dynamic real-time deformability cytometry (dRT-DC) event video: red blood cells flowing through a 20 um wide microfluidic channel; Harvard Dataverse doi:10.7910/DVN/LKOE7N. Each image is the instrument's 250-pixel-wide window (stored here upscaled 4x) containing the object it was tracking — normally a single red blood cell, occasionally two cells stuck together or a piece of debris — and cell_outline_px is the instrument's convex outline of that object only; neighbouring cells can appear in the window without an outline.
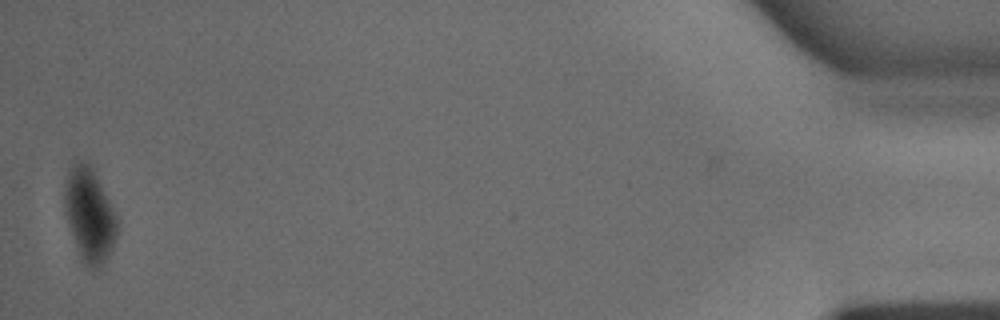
{"species": "common noctule bat (a hibernating species)", "species_latin": "Nyctalus noctula", "temperature_condition": "warm", "stored_images_in_passage": 35, "camera_frame_rate_fps": 3000, "um_per_image_px": 0.085, "animal": {"sex": "male", "body_mass_g": 15.6}, "frame": {"image": 1, "passage_image": 35, "time_ms": 11.333, "image_size_px": [1000, 320], "cell_outline_px": [[120, 220], [116, 236], [112, 248], [108, 256], [100, 268], [92, 268], [84, 264], [80, 256], [64, 208], [64, 188], [68, 172], [80, 160], [88, 164], [92, 168], [116, 212]], "centroid_in_image_um": [7.64, 18.29], "position_along_channel_um": 427.6, "area_um2": 28.26}}